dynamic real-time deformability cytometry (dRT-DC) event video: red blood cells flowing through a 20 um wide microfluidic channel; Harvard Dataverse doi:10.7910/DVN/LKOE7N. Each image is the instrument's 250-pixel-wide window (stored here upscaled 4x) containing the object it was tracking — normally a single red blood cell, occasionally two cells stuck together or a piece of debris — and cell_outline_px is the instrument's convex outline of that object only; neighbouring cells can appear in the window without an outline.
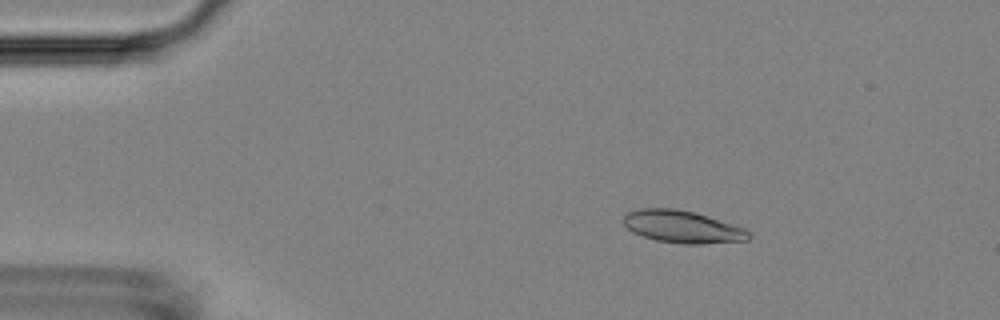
{"species": "Egyptian fruit bat (a non-hibernating species)", "species_latin": "Rousettus aegyptiacus", "temperature_condition": "room temperature", "stored_images_in_passage": 5, "camera_frame_rate_fps": 3000, "um_per_image_px": 0.085, "animal": {"sex": "female"}, "frame": {"image": 1, "passage_image": 3, "time_ms": 2.333, "image_size_px": [1000, 320], "cell_outline_px": [[752, 236], [748, 240], [700, 244], [680, 244], [656, 240], [632, 232], [624, 224], [624, 212], [640, 208], [676, 208], [696, 212], [744, 228]], "centroid_in_image_um": [57.98, 19.26], "position_along_channel_um": 27.0, "area_um2": 23.7}}